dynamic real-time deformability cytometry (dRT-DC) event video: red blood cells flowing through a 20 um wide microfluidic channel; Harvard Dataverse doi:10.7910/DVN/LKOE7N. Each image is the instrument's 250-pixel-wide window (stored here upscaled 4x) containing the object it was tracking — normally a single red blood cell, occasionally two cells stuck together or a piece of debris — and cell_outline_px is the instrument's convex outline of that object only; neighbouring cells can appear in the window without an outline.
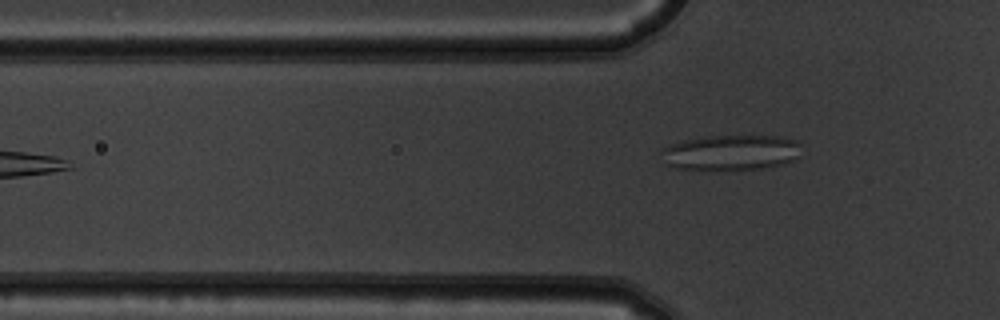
{"species": "common noctule bat (a hibernating species)", "species_latin": "Nyctalus noctula", "temperature_condition": "warm", "stored_images_in_passage": 6, "camera_frame_rate_fps": 3000, "um_per_image_px": 0.085, "animal": {"sex": "male", "body_mass_g": 19.5, "forearm_length_mm": 54.6}, "frame": {"image": 1, "passage_image": 6, "time_ms": 1.667, "image_size_px": [1000, 320], "cell_outline_px": [[800, 156], [796, 160], [784, 164], [760, 168], [672, 168], [664, 164], [660, 152], [664, 148], [672, 144], [684, 140], [708, 136], [780, 136], [796, 140], [800, 144]], "centroid_in_image_um": [62.16, 12.94], "position_along_channel_um": 63.6, "area_um2": 28.55}}